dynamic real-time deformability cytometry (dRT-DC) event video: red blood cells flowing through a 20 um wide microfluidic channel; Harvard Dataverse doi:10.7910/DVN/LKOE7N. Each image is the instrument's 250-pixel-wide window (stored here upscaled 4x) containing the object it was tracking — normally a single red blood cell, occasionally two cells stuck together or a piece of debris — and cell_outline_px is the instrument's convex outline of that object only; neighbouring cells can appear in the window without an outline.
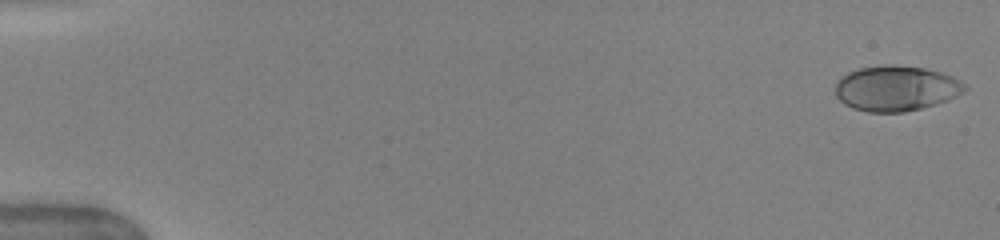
{"species": "human", "species_latin": "Homo sapiens", "temperature_condition": "warm", "stored_images_in_passage": 50, "camera_frame_rate_fps": 3000, "um_per_image_px": 0.085, "donor": {"sex": "female"}, "frame": {"image": 1, "passage_image": 1, "time_ms": 0.0, "image_size_px": [1000, 240], "cell_outline_px": [[968, 88], [964, 92], [948, 100], [920, 108], [904, 112], [868, 112], [852, 108], [844, 104], [836, 96], [836, 80], [840, 76], [848, 72], [860, 68], [884, 64], [896, 64], [924, 68], [940, 72], [952, 76], [968, 84]], "centroid_in_image_um": [76.17, 7.5], "position_along_channel_um": 8.8, "area_um2": 34.51}}
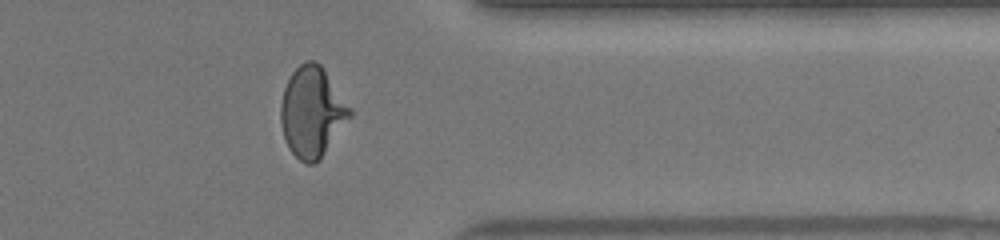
{"frame": {"image": 2, "passage_image": 41, "time_ms": 13.333, "image_size_px": [1000, 240], "cell_outline_px": [[352, 116], [324, 152], [312, 164], [308, 164], [300, 160], [288, 148], [284, 136], [280, 120], [280, 104], [284, 88], [292, 72], [304, 60], [316, 60], [324, 68], [352, 108]], "centroid_in_image_um": [26.53, 9.46], "position_along_channel_um": 384.9, "area_um2": 36.24}}
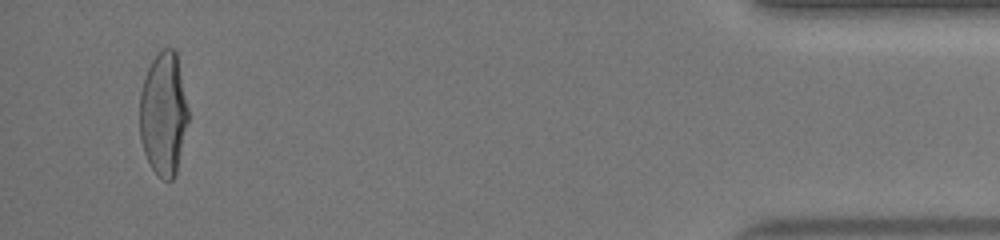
{"frame": {"image": 3, "passage_image": 48, "time_ms": 15.667, "image_size_px": [1000, 240], "cell_outline_px": [[188, 120], [176, 172], [172, 180], [164, 180], [152, 168], [144, 152], [140, 140], [140, 92], [148, 68], [152, 60], [160, 48], [172, 48], [176, 52], [188, 108]], "centroid_in_image_um": [13.89, 9.65], "position_along_channel_um": 421.3, "area_um2": 34.56}, "authors_computed_cell_mechanics": {"area_um2": 34.68, "velocity_mm_per_s": 4.0836, "shape_relaxation_time_tau1_ms": 4.2342, "shape_relaxation_time_tau2_ms": null, "deformation_change_tau1": 0.2105, "deformation_change_tau2": null}}